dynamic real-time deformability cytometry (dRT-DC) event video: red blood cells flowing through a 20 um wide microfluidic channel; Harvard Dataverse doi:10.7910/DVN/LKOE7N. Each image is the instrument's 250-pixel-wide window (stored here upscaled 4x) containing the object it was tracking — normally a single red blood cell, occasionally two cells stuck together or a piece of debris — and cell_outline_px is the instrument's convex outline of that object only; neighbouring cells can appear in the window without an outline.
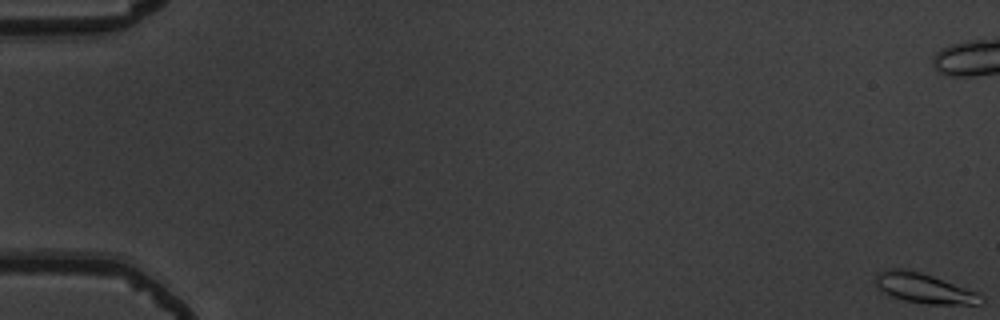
{"species": "common noctule bat (a hibernating species)", "species_latin": "Nyctalus noctula", "temperature_condition": "warm", "stored_images_in_passage": 58, "camera_frame_rate_fps": 3000, "um_per_image_px": 0.085, "animal": {"sex": "male", "body_mass_g": 19.5, "forearm_length_mm": 54.6}, "frame": {"image": 1, "passage_image": 1, "time_ms": 0.0, "image_size_px": [1000, 320], "cell_outline_px": [[984, 304], [928, 304], [904, 300], [888, 296], [880, 292], [872, 280], [880, 272], [888, 268], [904, 268], [920, 272], [980, 292], [984, 296]], "centroid_in_image_um": [78.54, 24.5], "position_along_channel_um": 6.5, "area_um2": 18.84}, "authors_computed_cell_mechanics": {"area_um2": 16.4152, "velocity_mm_per_s": 3.7312, "shape_relaxation_time_tau1_ms": 3.2082, "shape_relaxation_time_tau2_ms": 1.5393, "deformation_change_tau1": 0.1713, "deformation_change_tau2": 0.0798}}